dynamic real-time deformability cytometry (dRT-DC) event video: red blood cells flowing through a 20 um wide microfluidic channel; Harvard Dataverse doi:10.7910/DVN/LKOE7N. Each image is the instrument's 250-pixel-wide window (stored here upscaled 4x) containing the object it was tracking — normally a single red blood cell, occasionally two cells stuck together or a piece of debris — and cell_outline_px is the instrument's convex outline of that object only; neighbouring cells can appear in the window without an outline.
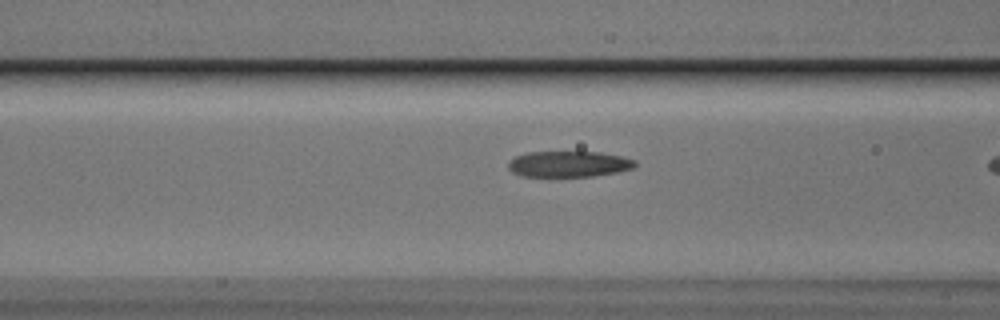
{"species": "Egyptian fruit bat (a non-hibernating species)", "species_latin": "Rousettus aegyptiacus", "temperature_condition": "cold", "stored_images_in_passage": 22, "camera_frame_rate_fps": 3000, "um_per_image_px": 0.085, "animal": {"sex": "male"}, "frame": {"image": 1, "passage_image": 20, "time_ms": 6.333, "image_size_px": [1000, 320], "cell_outline_px": [[636, 168], [616, 172], [592, 176], [524, 176], [512, 172], [508, 168], [508, 160], [516, 156], [528, 152], [600, 152], [620, 156], [636, 160]], "centroid_in_image_um": [48.35, 13.94], "position_along_channel_um": 118.3, "area_um2": 19.13}}